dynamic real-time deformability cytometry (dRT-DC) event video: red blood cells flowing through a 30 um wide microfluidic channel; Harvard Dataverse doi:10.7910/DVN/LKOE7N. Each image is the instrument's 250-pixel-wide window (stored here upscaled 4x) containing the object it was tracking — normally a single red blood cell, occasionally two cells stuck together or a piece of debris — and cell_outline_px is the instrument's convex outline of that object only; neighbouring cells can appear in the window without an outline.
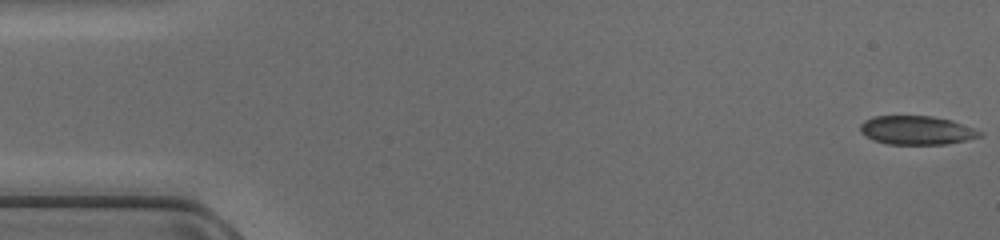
{"species": "common noctule bat (a hibernating species)", "species_latin": "Nyctalus noctula", "temperature_condition": "cold", "stored_images_in_passage": 47, "camera_frame_rate_fps": 3000, "um_per_image_px": 0.085, "animal": {"sex": "female", "body_mass_g": 17.0, "forearm_length_mm": 48.0}, "frame": {"image": 1, "passage_image": 1, "time_ms": 0.0, "image_size_px": [1000, 240], "cell_outline_px": [[984, 132], [980, 136], [948, 144], [888, 144], [872, 140], [860, 132], [860, 124], [864, 120], [872, 116], [932, 116], [952, 120]], "centroid_in_image_um": [77.88, 11.07], "position_along_channel_um": 7.1, "area_um2": 20.06}}
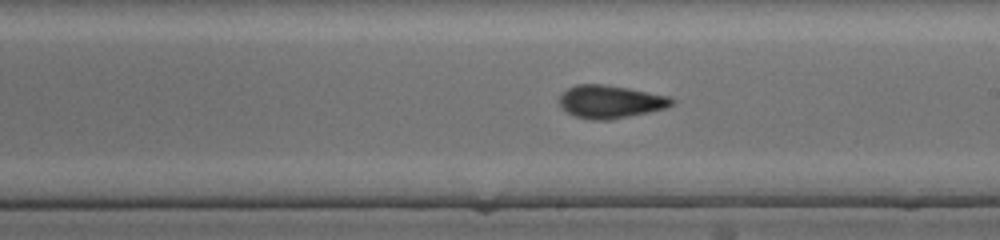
{"frame": {"image": 2, "passage_image": 27, "time_ms": 8.667, "image_size_px": [1000, 240], "cell_outline_px": [[676, 104], [668, 108], [612, 120], [592, 120], [576, 116], [560, 108], [560, 96], [568, 88], [576, 84], [604, 84], [628, 88], [672, 96], [676, 100]], "centroid_in_image_um": [51.96, 8.65], "position_along_channel_um": 237.0, "area_um2": 21.91}}
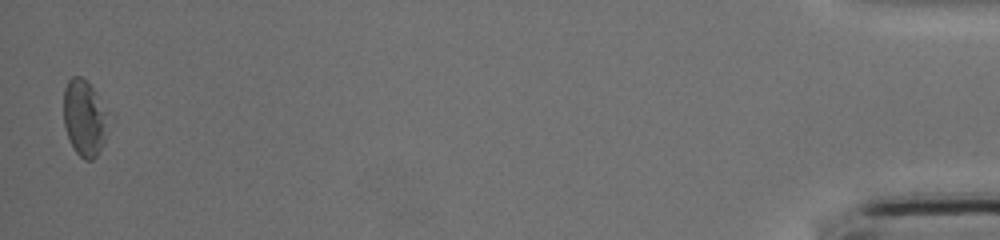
{"frame": {"image": 3, "passage_image": 47, "time_ms": 15.333, "image_size_px": [1000, 240], "cell_outline_px": [[104, 144], [96, 156], [92, 160], [84, 160], [76, 152], [68, 136], [64, 124], [64, 88], [68, 80], [72, 76], [80, 76], [96, 92], [104, 112]], "centroid_in_image_um": [7.11, 10.03], "position_along_channel_um": 428.1, "area_um2": 18.9}}